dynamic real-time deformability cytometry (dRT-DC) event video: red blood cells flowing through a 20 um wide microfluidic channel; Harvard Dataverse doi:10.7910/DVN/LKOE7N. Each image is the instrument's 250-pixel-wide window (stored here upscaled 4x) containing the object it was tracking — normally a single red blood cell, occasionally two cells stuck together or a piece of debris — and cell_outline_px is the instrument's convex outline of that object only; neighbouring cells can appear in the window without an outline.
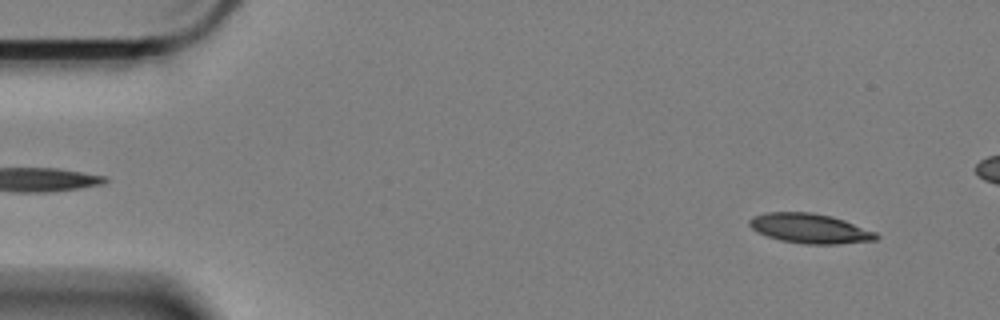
{"species": "Egyptian fruit bat (a non-hibernating species)", "species_latin": "Rousettus aegyptiacus", "temperature_condition": "cold", "stored_images_in_passage": 53, "camera_frame_rate_fps": 3000, "um_per_image_px": 0.085, "animal": {"sex": "female"}, "frame": {"image": 1, "passage_image": 4, "time_ms": 1.0, "image_size_px": [1000, 320], "cell_outline_px": [[880, 236], [876, 240], [836, 244], [804, 244], [780, 240], [756, 232], [748, 224], [748, 220], [752, 216], [764, 212], [812, 212], [832, 216], [844, 220], [876, 232]], "centroid_in_image_um": [68.81, 19.41], "position_along_channel_um": 16.2, "area_um2": 22.08}}
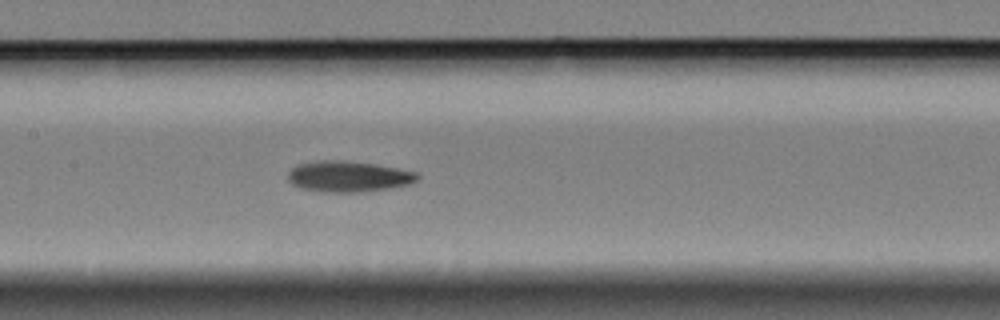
{"frame": {"image": 2, "passage_image": 27, "time_ms": 8.667, "image_size_px": [1000, 320], "cell_outline_px": [[420, 176], [416, 180], [408, 184], [388, 188], [360, 192], [324, 192], [300, 188], [292, 184], [288, 180], [288, 172], [296, 164], [316, 160], [344, 160], [376, 164], [416, 172]], "centroid_in_image_um": [29.56, 14.99], "position_along_channel_um": 177.8, "area_um2": 23.35}}
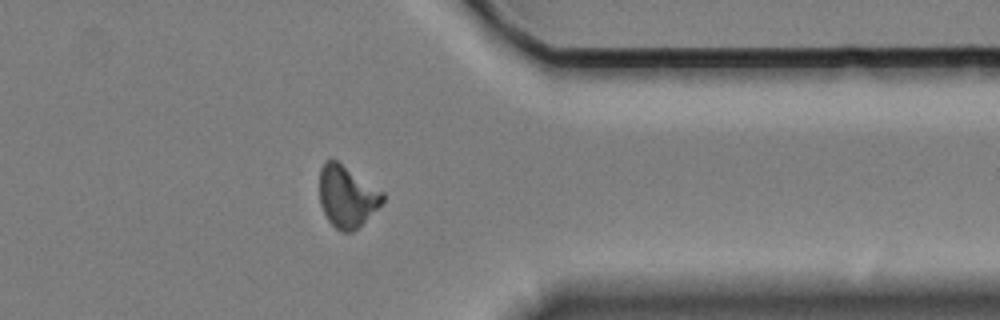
{"frame": {"image": 3, "passage_image": 46, "time_ms": 15.0, "image_size_px": [1000, 320], "cell_outline_px": [[384, 200], [352, 232], [340, 232], [328, 220], [320, 204], [320, 168], [324, 160], [336, 160], [384, 192]], "centroid_in_image_um": [29.46, 16.68], "position_along_channel_um": 381.9, "area_um2": 22.25}}